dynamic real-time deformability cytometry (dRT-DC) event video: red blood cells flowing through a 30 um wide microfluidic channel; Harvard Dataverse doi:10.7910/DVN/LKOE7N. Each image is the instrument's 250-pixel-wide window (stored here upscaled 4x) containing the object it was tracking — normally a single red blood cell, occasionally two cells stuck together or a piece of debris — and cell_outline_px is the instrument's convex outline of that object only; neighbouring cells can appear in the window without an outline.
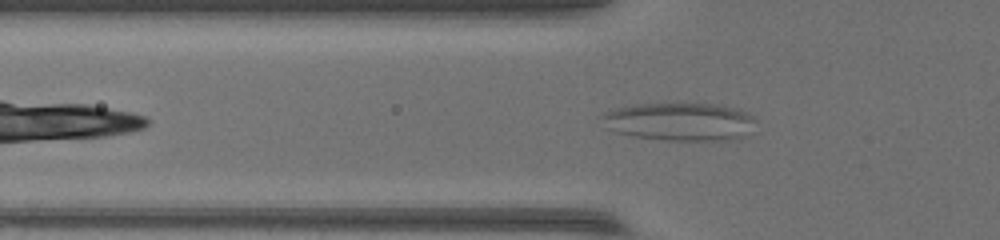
{"species": "common noctule bat (a hibernating species)", "species_latin": "Nyctalus noctula", "temperature_condition": "warm", "stored_images_in_passage": 36, "camera_frame_rate_fps": 3000, "um_per_image_px": 0.085, "animal": {"sex": "female", "body_mass_g": 17.0, "forearm_length_mm": 48.0}, "frame": {"image": 1, "passage_image": 7, "time_ms": 2.0, "image_size_px": [1000, 240], "cell_outline_px": [[756, 132], [740, 140], [668, 140], [632, 136], [616, 132], [608, 128], [600, 116], [616, 108], [636, 104], [716, 104], [736, 108], [748, 112], [756, 120]], "centroid_in_image_um": [57.92, 10.36], "position_along_channel_um": 67.9, "area_um2": 34.56}}
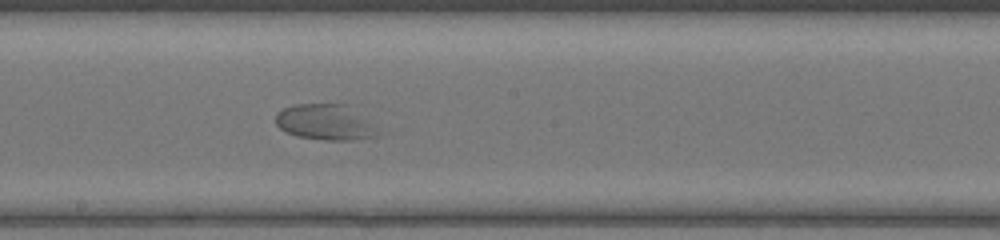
{"frame": {"image": 2, "passage_image": 19, "time_ms": 6.0, "image_size_px": [1000, 240], "cell_outline_px": [[384, 132], [376, 136], [352, 140], [324, 140], [296, 136], [280, 128], [276, 124], [276, 112], [284, 108], [296, 104], [348, 104]], "centroid_in_image_um": [27.7, 10.39], "position_along_channel_um": 220.5, "area_um2": 21.5}}
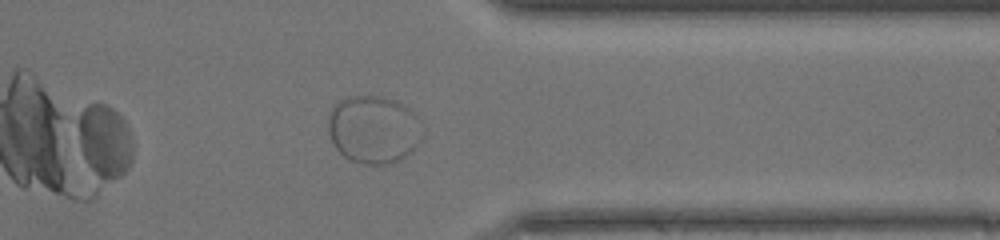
{"frame": {"image": 3, "passage_image": 32, "time_ms": 10.333, "image_size_px": [1000, 240], "cell_outline_px": [[132, 160], [128, 168], [120, 176], [100, 184], [76, 152], [72, 116], [88, 104], [108, 104], [128, 124], [132, 140]], "centroid_in_image_um": [8.73, 12.01], "position_along_channel_um": 402.7, "area_um2": 25.66}}